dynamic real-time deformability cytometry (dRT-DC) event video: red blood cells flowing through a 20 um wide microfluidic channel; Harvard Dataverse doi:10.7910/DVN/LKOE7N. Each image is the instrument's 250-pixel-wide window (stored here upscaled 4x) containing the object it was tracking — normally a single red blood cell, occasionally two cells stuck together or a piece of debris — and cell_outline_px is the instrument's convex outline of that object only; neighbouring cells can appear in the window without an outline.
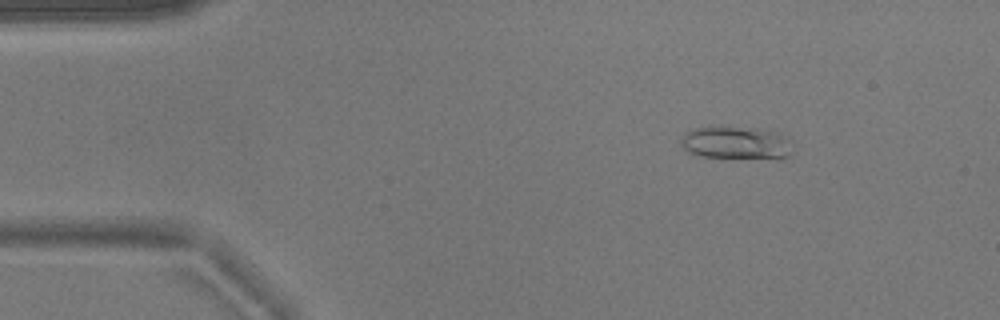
{"species": "common noctule bat (a hibernating species)", "species_latin": "Nyctalus noctula", "temperature_condition": "warm", "stored_images_in_passage": 3, "camera_frame_rate_fps": 3000, "um_per_image_px": 0.085, "animal": {"sex": "male", "body_mass_g": 17.9}, "frame": {"image": 1, "passage_image": 1, "time_ms": 0.0, "image_size_px": [1000, 320], "cell_outline_px": [[792, 140], [788, 156], [696, 156], [688, 152], [680, 144], [680, 140], [684, 132], [692, 128], [756, 128], [772, 132]], "centroid_in_image_um": [62.45, 12.11], "position_along_channel_um": 22.6, "area_um2": 20.11}}